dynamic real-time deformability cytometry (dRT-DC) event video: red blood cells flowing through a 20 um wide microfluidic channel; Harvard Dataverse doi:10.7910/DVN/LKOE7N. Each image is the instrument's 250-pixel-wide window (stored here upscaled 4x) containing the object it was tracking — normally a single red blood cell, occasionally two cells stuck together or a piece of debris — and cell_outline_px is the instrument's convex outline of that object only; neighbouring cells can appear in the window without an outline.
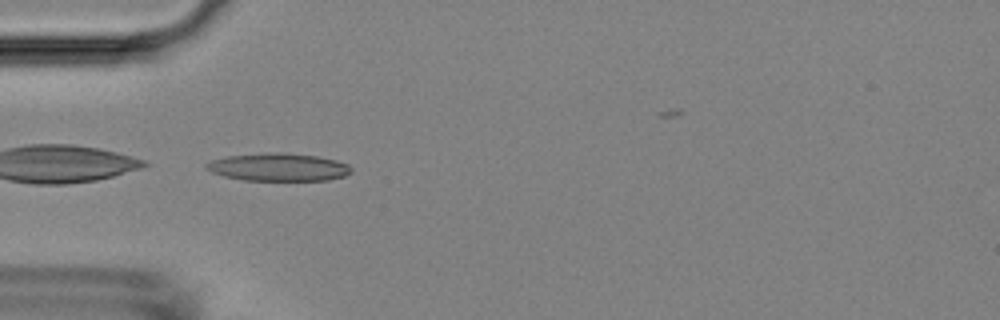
{"species": "Egyptian fruit bat (a non-hibernating species)", "species_latin": "Rousettus aegyptiacus", "temperature_condition": "room temperature", "stored_images_in_passage": 3, "camera_frame_rate_fps": 3000, "um_per_image_px": 0.085, "animal": {"sex": "female"}, "frame": {"image": 1, "passage_image": 2, "time_ms": 0.333, "image_size_px": [1000, 320], "cell_outline_px": [[352, 172], [344, 176], [328, 180], [244, 180], [224, 176], [212, 172], [204, 168], [204, 164], [212, 160], [228, 156], [268, 152], [288, 152], [316, 156], [336, 160], [348, 164], [352, 168]], "centroid_in_image_um": [23.67, 14.2], "position_along_channel_um": 61.3, "area_um2": 23.58}}
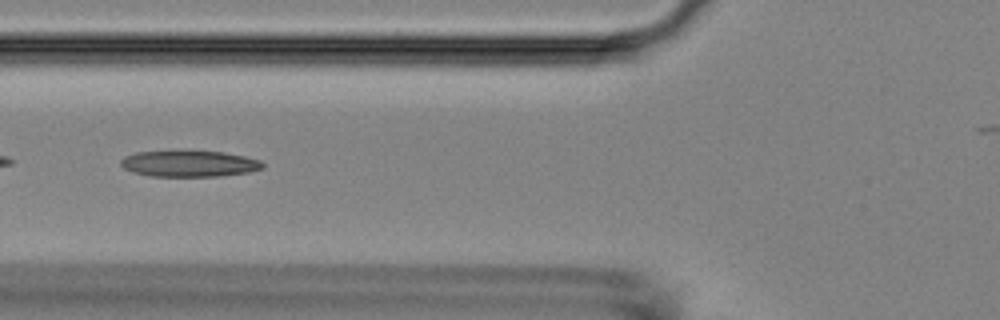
{"frame": {"image": 2, "passage_image": 3, "time_ms": 0.667, "image_size_px": [1000, 320], "cell_outline_px": [[264, 168], [248, 172], [220, 176], [148, 176], [132, 172], [124, 168], [120, 164], [120, 160], [124, 156], [136, 152], [224, 152], [244, 156], [260, 160], [264, 164]], "centroid_in_image_um": [16.08, 13.93], "position_along_channel_um": 109.7, "area_um2": 21.39}}